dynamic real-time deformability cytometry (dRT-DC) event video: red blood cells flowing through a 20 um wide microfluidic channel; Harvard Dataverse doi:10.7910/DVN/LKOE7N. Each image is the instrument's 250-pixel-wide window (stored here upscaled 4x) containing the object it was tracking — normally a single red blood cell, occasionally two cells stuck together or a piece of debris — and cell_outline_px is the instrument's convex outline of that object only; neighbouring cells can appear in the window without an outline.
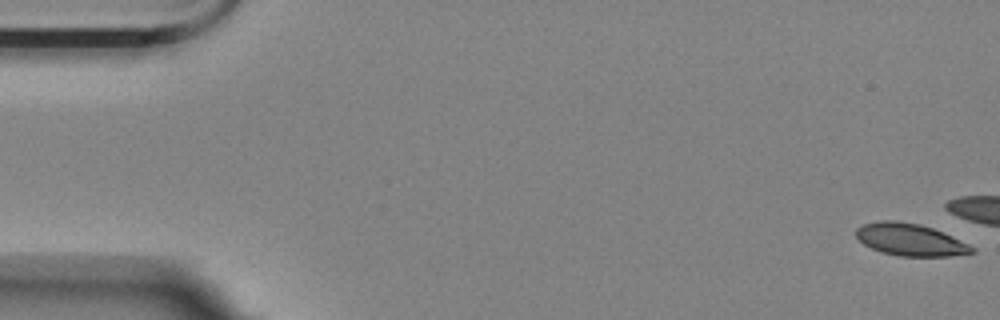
{"species": "Egyptian fruit bat (a non-hibernating species)", "species_latin": "Rousettus aegyptiacus", "temperature_condition": "room temperature", "stored_images_in_passage": 15, "camera_frame_rate_fps": 3000, "um_per_image_px": 0.085, "animal": {"sex": "female"}, "frame": {"image": 1, "passage_image": 1, "time_ms": 0.0, "image_size_px": [1000, 320], "cell_outline_px": [[976, 252], [952, 256], [900, 256], [880, 252], [864, 244], [856, 236], [856, 228], [864, 224], [880, 220], [896, 220], [920, 224], [932, 228], [952, 236], [976, 248]], "centroid_in_image_um": [77.38, 20.37], "position_along_channel_um": 7.6, "area_um2": 21.73}}